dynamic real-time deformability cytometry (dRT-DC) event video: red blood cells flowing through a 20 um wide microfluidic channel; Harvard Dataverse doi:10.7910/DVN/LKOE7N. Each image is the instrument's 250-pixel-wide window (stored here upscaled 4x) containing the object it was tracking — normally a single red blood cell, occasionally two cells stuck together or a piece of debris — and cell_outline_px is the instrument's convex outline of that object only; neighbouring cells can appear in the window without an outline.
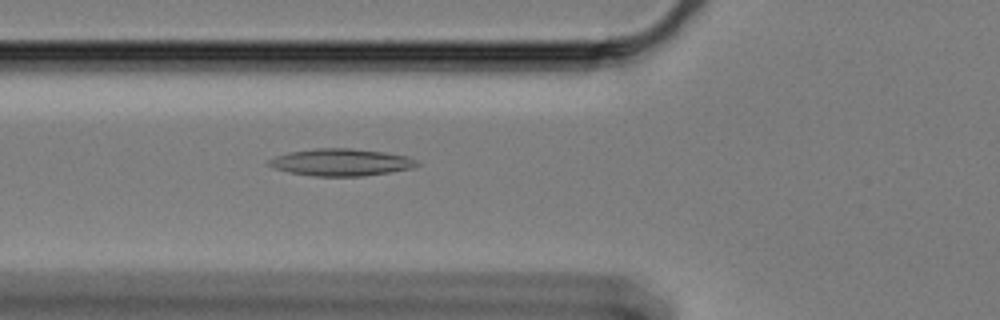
{"species": "Egyptian fruit bat (a non-hibernating species)", "species_latin": "Rousettus aegyptiacus", "temperature_condition": "cold", "stored_images_in_passage": 43, "camera_frame_rate_fps": 3000, "um_per_image_px": 0.085, "animal": {"sex": "female"}, "frame": {"image": 1, "passage_image": 5, "time_ms": 1.333, "image_size_px": [1000, 320], "cell_outline_px": [[420, 164], [416, 168], [392, 172], [364, 176], [312, 176], [288, 172], [276, 168], [268, 164], [268, 160], [276, 156], [288, 152], [312, 148], [352, 148], [384, 152], [408, 156], [416, 160]], "centroid_in_image_um": [29.03, 13.79], "position_along_channel_um": 96.8, "area_um2": 23.64}}
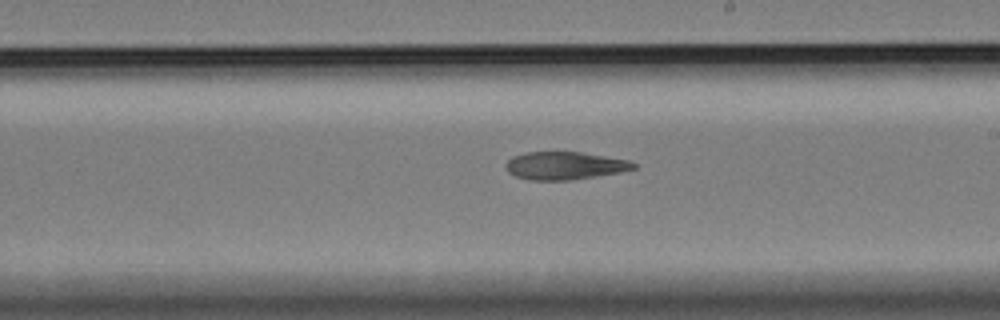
{"frame": {"image": 2, "passage_image": 18, "time_ms": 5.667, "image_size_px": [1000, 320], "cell_outline_px": [[636, 168], [620, 172], [596, 176], [568, 180], [528, 180], [516, 176], [508, 172], [504, 168], [504, 164], [512, 156], [524, 152], [580, 152], [628, 160], [636, 164]], "centroid_in_image_um": [47.94, 14.08], "position_along_channel_um": 241.1, "area_um2": 20.69}}
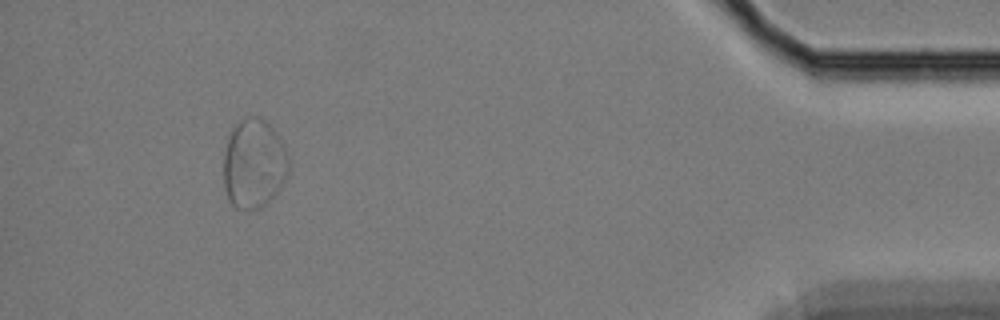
{"frame": {"image": 3, "passage_image": 39, "time_ms": 12.667, "image_size_px": [1000, 320], "cell_outline_px": [[292, 172], [272, 196], [260, 208], [236, 208], [228, 200], [224, 188], [224, 152], [228, 136], [232, 128], [240, 120], [248, 116], [256, 116], [264, 120], [276, 132], [284, 144], [288, 156]], "centroid_in_image_um": [21.59, 13.89], "position_along_channel_um": 413.6, "area_um2": 34.1}, "authors_computed_cell_mechanics": {"area_um2": 22.5998, "velocity_mm_per_s": 3.3191, "shape_relaxation_time_tau1_ms": null, "shape_relaxation_time_tau2_ms": 9.3208, "deformation_change_tau1": null, "deformation_change_tau2": 0.175}}